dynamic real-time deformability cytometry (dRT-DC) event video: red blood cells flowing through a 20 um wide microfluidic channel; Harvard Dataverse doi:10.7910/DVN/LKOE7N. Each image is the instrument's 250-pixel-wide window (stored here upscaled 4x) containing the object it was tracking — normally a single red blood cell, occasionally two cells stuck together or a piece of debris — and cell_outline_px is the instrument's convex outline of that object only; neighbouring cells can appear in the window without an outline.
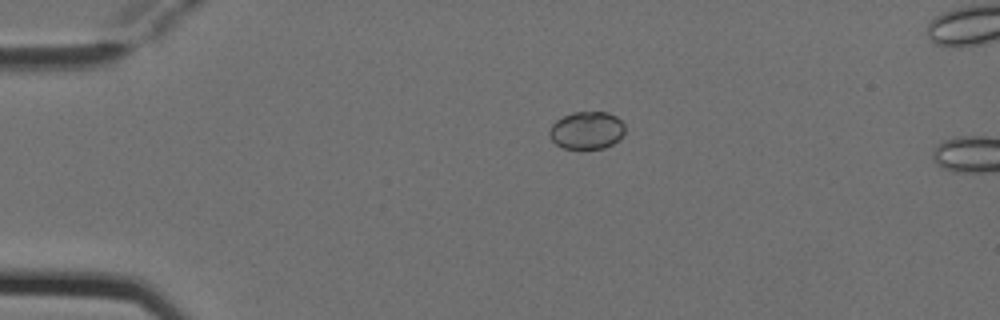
{"species": "Egyptian fruit bat (a non-hibernating species)", "species_latin": "Rousettus aegyptiacus", "temperature_condition": "cold", "stored_images_in_passage": 2, "camera_frame_rate_fps": 3000, "um_per_image_px": 0.085, "animal": {"sex": "female"}, "frame": {"image": 1, "passage_image": 1, "time_ms": 0.0, "image_size_px": [1000, 320], "cell_outline_px": [[624, 132], [612, 144], [604, 148], [564, 148], [556, 144], [548, 136], [548, 132], [552, 124], [556, 120], [572, 112], [608, 112], [616, 116], [624, 124]], "centroid_in_image_um": [49.84, 11.06], "position_along_channel_um": 35.2, "area_um2": 16.42}}